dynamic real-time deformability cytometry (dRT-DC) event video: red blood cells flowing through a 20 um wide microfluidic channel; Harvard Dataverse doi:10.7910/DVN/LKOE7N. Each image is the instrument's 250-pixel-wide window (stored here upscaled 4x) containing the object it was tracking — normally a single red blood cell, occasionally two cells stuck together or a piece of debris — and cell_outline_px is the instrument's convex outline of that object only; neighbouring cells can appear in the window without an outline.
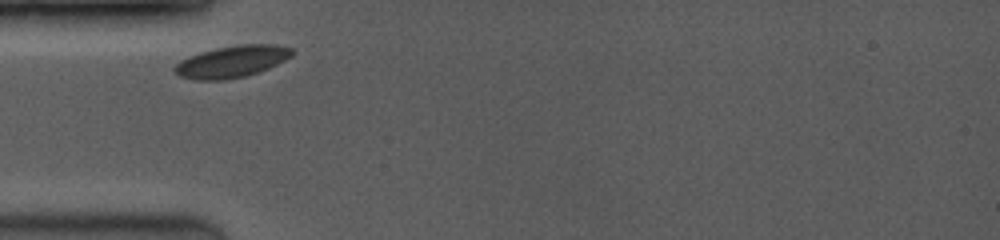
{"species": "common noctule bat (a hibernating species)", "species_latin": "Nyctalus noctula", "temperature_condition": "room temperature", "stored_images_in_passage": 4, "camera_frame_rate_fps": 3500, "um_per_image_px": 0.085, "animal": {"sex": "female", "body_mass_g": 19.0, "forearm_length_mm": 53.3}, "frame": {"image": 1, "passage_image": 1, "time_ms": 0.0, "image_size_px": [1000, 240], "cell_outline_px": [[296, 52], [292, 56], [268, 68], [244, 76], [224, 80], [196, 80], [180, 76], [172, 68], [180, 60], [188, 56], [200, 52], [216, 48], [240, 44], [276, 44], [292, 48]], "centroid_in_image_um": [19.71, 5.22], "position_along_channel_um": 65.3, "area_um2": 21.73}}
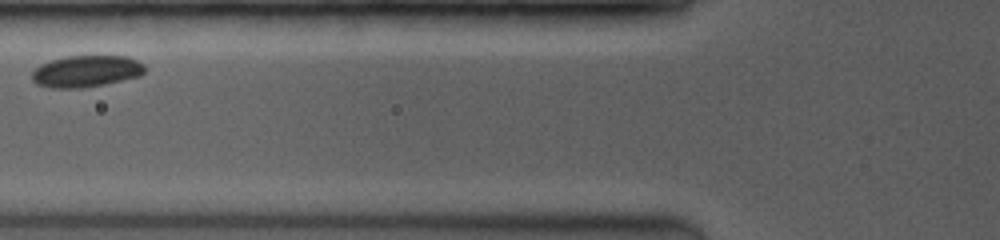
{"frame": {"image": 2, "passage_image": 3, "time_ms": 1.429, "image_size_px": [1000, 240], "cell_outline_px": [[144, 72], [140, 76], [104, 84], [80, 88], [48, 88], [36, 84], [32, 80], [32, 72], [40, 64], [64, 56], [128, 56], [144, 64]], "centroid_in_image_um": [7.3, 6.06], "position_along_channel_um": 118.5, "area_um2": 20.87}}